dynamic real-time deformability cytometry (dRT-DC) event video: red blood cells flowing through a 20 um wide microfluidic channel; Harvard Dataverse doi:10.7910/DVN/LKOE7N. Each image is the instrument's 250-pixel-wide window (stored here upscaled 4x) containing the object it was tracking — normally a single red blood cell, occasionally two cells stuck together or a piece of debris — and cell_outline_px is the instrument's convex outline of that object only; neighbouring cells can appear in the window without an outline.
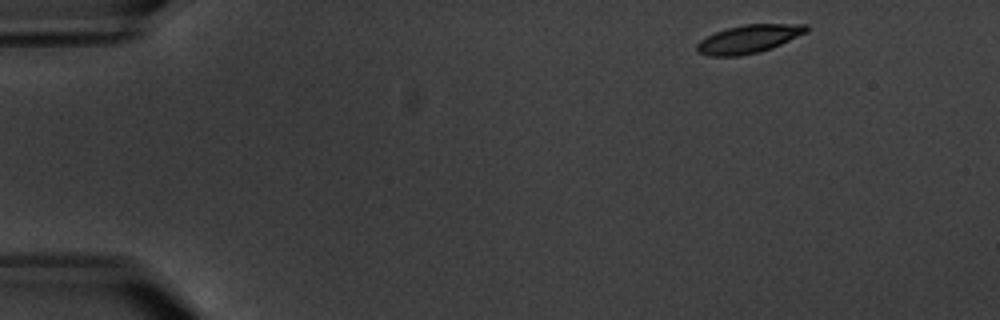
{"species": "common noctule bat (a hibernating species)", "species_latin": "Nyctalus noctula", "temperature_condition": "warm", "stored_images_in_passage": 4, "camera_frame_rate_fps": 3000, "um_per_image_px": 0.085, "animal": {"sex": "male", "body_mass_g": 20.1, "forearm_length_mm": 53.5}, "frame": {"image": 1, "passage_image": 1, "time_ms": 0.0, "image_size_px": [1000, 320], "cell_outline_px": [[808, 32], [772, 48], [760, 52], [740, 56], [708, 56], [696, 52], [696, 44], [700, 40], [716, 32], [728, 28], [744, 24], [808, 24]], "centroid_in_image_um": [63.64, 3.32], "position_along_channel_um": 21.4, "area_um2": 18.09}}